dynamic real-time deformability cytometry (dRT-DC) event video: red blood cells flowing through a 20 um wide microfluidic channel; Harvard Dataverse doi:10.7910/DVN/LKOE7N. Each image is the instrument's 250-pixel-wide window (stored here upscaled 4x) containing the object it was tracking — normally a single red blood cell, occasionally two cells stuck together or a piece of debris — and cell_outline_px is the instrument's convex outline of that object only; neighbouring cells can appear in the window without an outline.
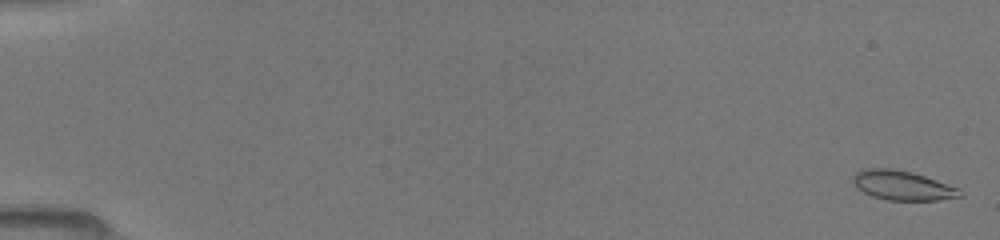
{"species": "common noctule bat (a hibernating species)", "species_latin": "Nyctalus noctula", "temperature_condition": "room temperature", "stored_images_in_passage": 50, "camera_frame_rate_fps": 3000, "um_per_image_px": 0.085, "animal": {"sex": "female", "body_mass_g": 19.5, "forearm_length_mm": 54.1}, "frame": {"image": 1, "passage_image": 1, "time_ms": 0.0, "image_size_px": [1000, 240], "cell_outline_px": [[964, 192], [960, 196], [940, 200], [888, 200], [872, 196], [856, 188], [852, 184], [852, 176], [856, 172], [864, 168], [892, 168], [912, 172], [960, 188]], "centroid_in_image_um": [76.68, 15.75], "position_along_channel_um": 8.3, "area_um2": 18.5}}
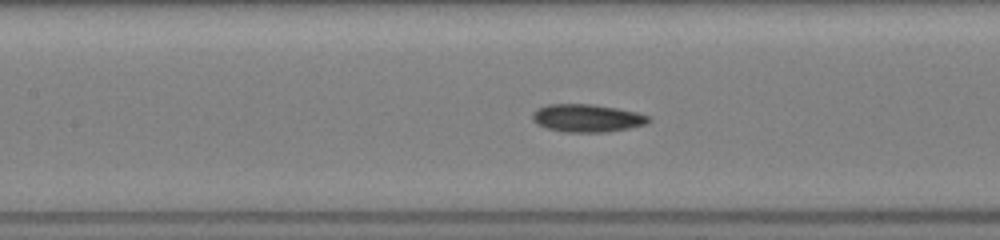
{"frame": {"image": 2, "passage_image": 24, "time_ms": 7.667, "image_size_px": [1000, 240], "cell_outline_px": [[652, 120], [648, 124], [608, 132], [564, 132], [548, 128], [536, 124], [532, 120], [532, 112], [536, 108], [548, 104], [592, 104], [616, 108], [636, 112], [648, 116]], "centroid_in_image_um": [49.88, 10.04], "position_along_channel_um": 157.5, "area_um2": 18.96}}
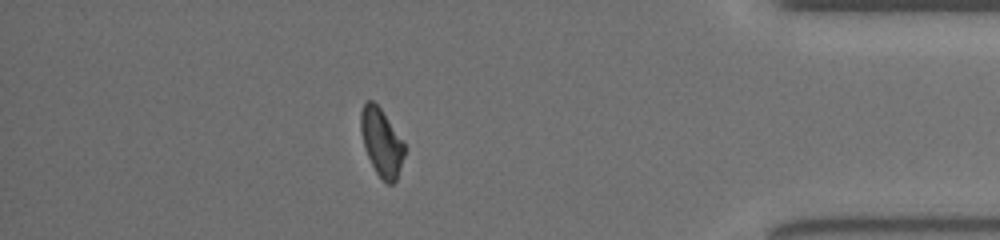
{"frame": {"image": 3, "passage_image": 44, "time_ms": 14.333, "image_size_px": [1000, 240], "cell_outline_px": [[404, 156], [396, 180], [392, 184], [388, 184], [376, 172], [364, 148], [360, 132], [360, 112], [364, 104], [368, 100], [372, 100], [380, 108], [404, 140]], "centroid_in_image_um": [32.42, 12.07], "position_along_channel_um": 402.8, "area_um2": 17.17}}